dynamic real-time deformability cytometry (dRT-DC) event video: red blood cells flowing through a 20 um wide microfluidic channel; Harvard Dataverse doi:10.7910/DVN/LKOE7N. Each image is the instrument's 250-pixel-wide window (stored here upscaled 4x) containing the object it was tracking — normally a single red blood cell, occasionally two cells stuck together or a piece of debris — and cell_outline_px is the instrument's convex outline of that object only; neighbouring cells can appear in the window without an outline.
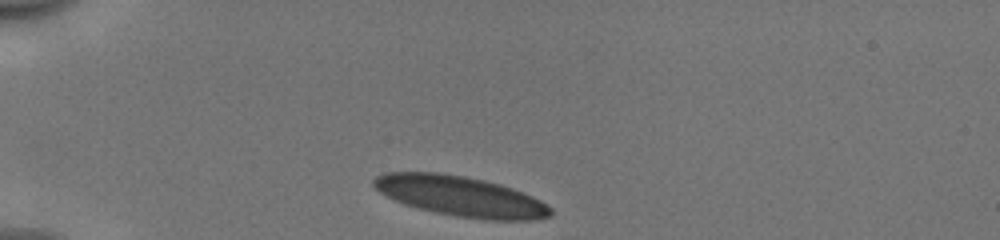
{"species": "human", "species_latin": "Homo sapiens", "temperature_condition": "cold", "stored_images_in_passage": 32, "camera_frame_rate_fps": 3000, "um_per_image_px": 0.085, "donor": {"sex": "male"}, "frame": {"image": 1, "passage_image": 1, "time_ms": 0.0, "image_size_px": [1000, 240], "cell_outline_px": [[552, 216], [532, 220], [484, 220], [436, 212], [404, 204], [380, 192], [372, 184], [372, 180], [376, 176], [384, 172], [436, 172], [464, 176], [484, 180], [500, 184], [512, 188], [532, 196], [540, 200], [552, 208]], "centroid_in_image_um": [39.16, 16.67], "position_along_channel_um": 45.8, "area_um2": 41.21}}
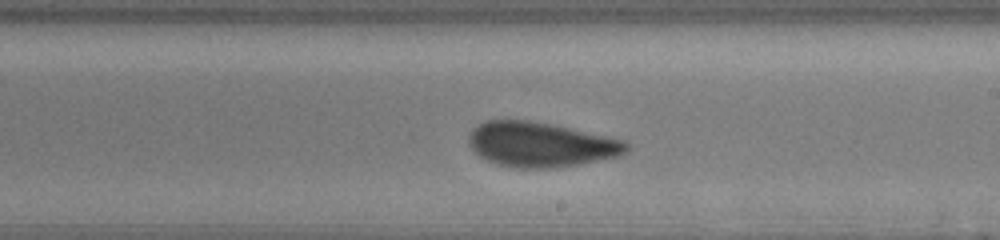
{"frame": {"image": 2, "passage_image": 19, "time_ms": 6.0, "image_size_px": [1000, 240], "cell_outline_px": [[628, 148], [620, 156], [576, 164], [552, 168], [516, 168], [496, 164], [480, 156], [468, 144], [468, 136], [472, 128], [488, 120], [528, 120], [552, 124], [608, 136], [624, 140], [628, 144]], "centroid_in_image_um": [45.94, 12.28], "position_along_channel_um": 243.1, "area_um2": 40.98}}
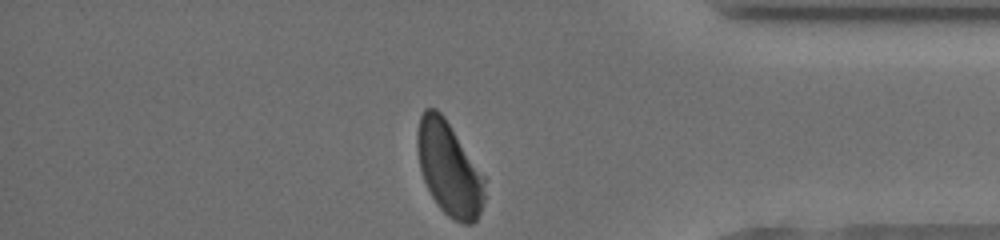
{"frame": {"image": 3, "passage_image": 32, "time_ms": 10.333, "image_size_px": [1000, 240], "cell_outline_px": [[484, 196], [480, 212], [476, 220], [472, 224], [464, 224], [448, 216], [440, 208], [432, 196], [424, 180], [420, 168], [416, 148], [416, 132], [420, 116], [424, 108], [436, 108], [444, 116], [484, 176]], "centroid_in_image_um": [38.14, 14.31], "position_along_channel_um": 397.1, "area_um2": 36.47}, "authors_computed_cell_mechanics": {"area_um2": 41.6738, "velocity_mm_per_s": 3.9379, "shape_relaxation_time_tau1_ms": 3.7743, "shape_relaxation_time_tau2_ms": 0.8606, "deformation_change_tau1": 0.1424, "deformation_change_tau2": 0.0749}}